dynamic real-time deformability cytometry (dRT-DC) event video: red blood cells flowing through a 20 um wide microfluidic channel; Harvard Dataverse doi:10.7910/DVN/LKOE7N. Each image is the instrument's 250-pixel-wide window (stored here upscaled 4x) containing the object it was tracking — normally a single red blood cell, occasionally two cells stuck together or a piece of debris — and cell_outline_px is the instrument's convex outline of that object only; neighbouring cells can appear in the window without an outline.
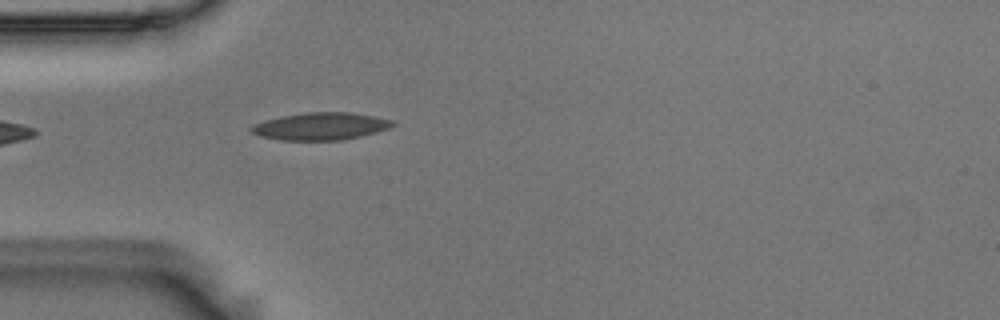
{"species": "Egyptian fruit bat (a non-hibernating species)", "species_latin": "Rousettus aegyptiacus", "temperature_condition": "room temperature", "stored_images_in_passage": 4, "camera_frame_rate_fps": 3000, "um_per_image_px": 0.085, "animal": {"sex": "male"}, "frame": {"image": 1, "passage_image": 4, "time_ms": 1.0, "image_size_px": [1000, 320], "cell_outline_px": [[396, 124], [388, 128], [376, 132], [360, 136], [340, 140], [280, 140], [260, 136], [252, 132], [248, 128], [252, 124], [264, 120], [280, 116], [304, 112], [352, 112], [376, 116], [392, 120]], "centroid_in_image_um": [27.22, 10.72], "position_along_channel_um": 57.8, "area_um2": 22.72}}